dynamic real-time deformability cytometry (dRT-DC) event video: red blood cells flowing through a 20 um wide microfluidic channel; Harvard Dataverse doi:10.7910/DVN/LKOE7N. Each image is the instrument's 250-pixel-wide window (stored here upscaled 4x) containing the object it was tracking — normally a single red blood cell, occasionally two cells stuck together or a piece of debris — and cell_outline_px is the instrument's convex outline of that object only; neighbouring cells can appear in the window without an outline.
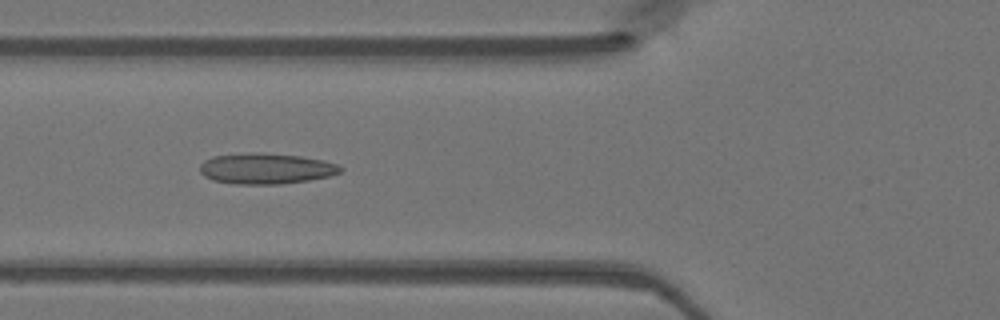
{"species": "Egyptian fruit bat (a non-hibernating species)", "species_latin": "Rousettus aegyptiacus", "temperature_condition": "warm", "stored_images_in_passage": 48, "camera_frame_rate_fps": 3000, "um_per_image_px": 0.085, "animal": {"sex": "female"}, "frame": {"image": 1, "passage_image": 18, "time_ms": 5.667, "image_size_px": [1000, 320], "cell_outline_px": [[344, 168], [340, 172], [328, 176], [308, 180], [280, 184], [236, 184], [212, 180], [204, 176], [200, 172], [200, 164], [204, 160], [216, 156], [256, 152], [300, 156], [324, 160], [336, 164]], "centroid_in_image_um": [22.6, 14.33], "position_along_channel_um": 103.2, "area_um2": 25.03}}
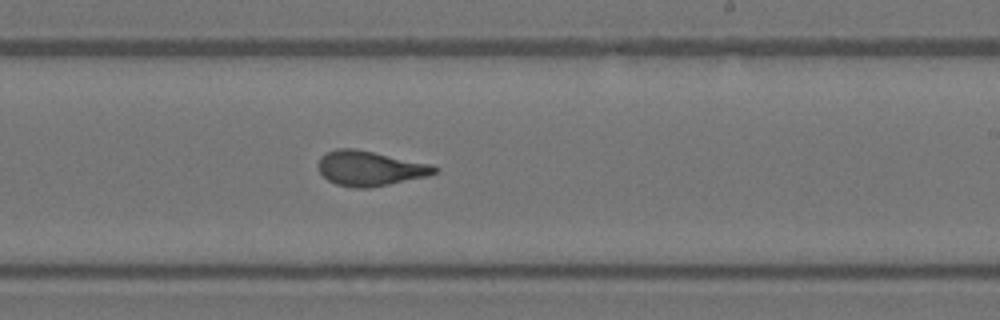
{"frame": {"image": 2, "passage_image": 29, "time_ms": 9.333, "image_size_px": [1000, 320], "cell_outline_px": [[440, 168], [436, 172], [428, 176], [368, 188], [356, 188], [336, 184], [328, 180], [320, 172], [320, 156], [336, 148], [356, 148], [432, 164]], "centroid_in_image_um": [31.47, 14.3], "position_along_channel_um": 257.5, "area_um2": 23.52}}
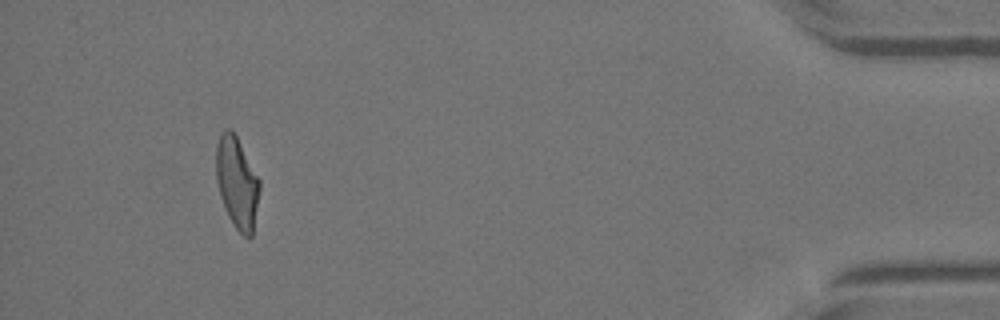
{"frame": {"image": 3, "passage_image": 45, "time_ms": 14.667, "image_size_px": [1000, 320], "cell_outline_px": [[260, 188], [252, 236], [248, 240], [236, 228], [228, 216], [220, 196], [216, 180], [216, 144], [220, 132], [224, 128], [232, 128], [260, 180]], "centroid_in_image_um": [20.13, 15.49], "position_along_channel_um": 415.1, "area_um2": 23.29}}